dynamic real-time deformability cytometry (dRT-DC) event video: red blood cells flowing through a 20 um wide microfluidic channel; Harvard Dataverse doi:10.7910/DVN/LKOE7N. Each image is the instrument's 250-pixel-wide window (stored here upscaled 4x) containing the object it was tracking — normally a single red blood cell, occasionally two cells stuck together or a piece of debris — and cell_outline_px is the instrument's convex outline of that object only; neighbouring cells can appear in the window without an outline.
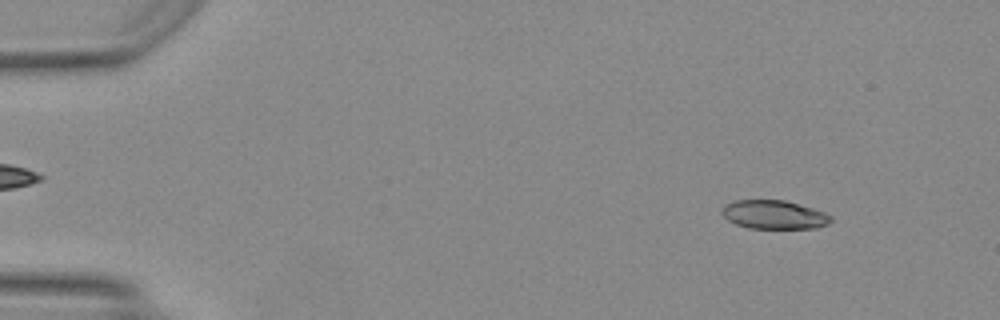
{"species": "Egyptian fruit bat (a non-hibernating species)", "species_latin": "Rousettus aegyptiacus", "temperature_condition": "warm", "stored_images_in_passage": 14, "camera_frame_rate_fps": 3000, "um_per_image_px": 0.085, "animal": {"sex": "female"}, "frame": {"image": 1, "passage_image": 5, "time_ms": 1.333, "image_size_px": [1000, 320], "cell_outline_px": [[832, 220], [828, 224], [816, 228], [748, 228], [736, 224], [728, 220], [720, 212], [720, 208], [724, 204], [736, 200], [784, 200], [812, 208], [824, 212], [832, 216]], "centroid_in_image_um": [65.76, 18.24], "position_along_channel_um": 19.2, "area_um2": 18.26}}